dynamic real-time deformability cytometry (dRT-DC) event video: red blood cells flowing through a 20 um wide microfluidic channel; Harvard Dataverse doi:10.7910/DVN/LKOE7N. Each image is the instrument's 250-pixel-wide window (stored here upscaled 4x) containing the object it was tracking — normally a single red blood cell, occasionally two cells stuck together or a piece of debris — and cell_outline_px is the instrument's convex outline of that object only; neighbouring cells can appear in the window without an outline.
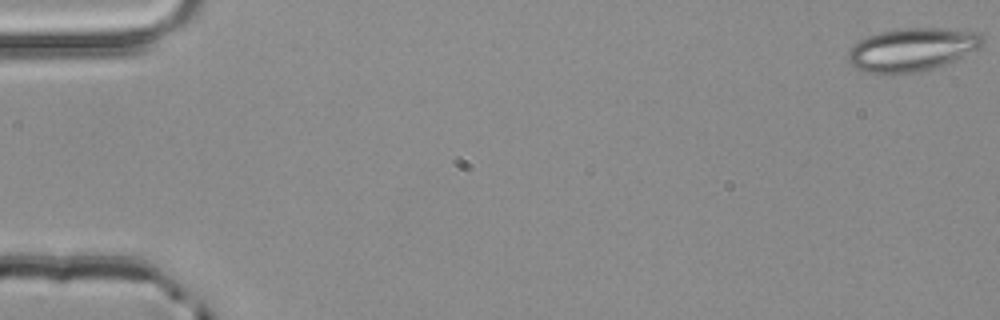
{"species": "common noctule bat (a hibernating species)", "species_latin": "Nyctalus noctula", "temperature_condition": "room temperature", "stored_images_in_passage": 54, "camera_frame_rate_fps": 3000, "um_per_image_px": 0.085, "animal": {"sex": "male", "body_mass_g": 20.4}, "frame": {"image": 1, "passage_image": 1, "time_ms": 0.0, "image_size_px": [1000, 320], "cell_outline_px": [[984, 44], [980, 48], [944, 64], [932, 68], [916, 72], [884, 76], [864, 72], [856, 68], [848, 60], [848, 52], [860, 40], [868, 36], [880, 32], [900, 28], [944, 28], [980, 32], [984, 40]], "centroid_in_image_um": [77.52, 4.23], "position_along_channel_um": 7.5, "area_um2": 34.04}}
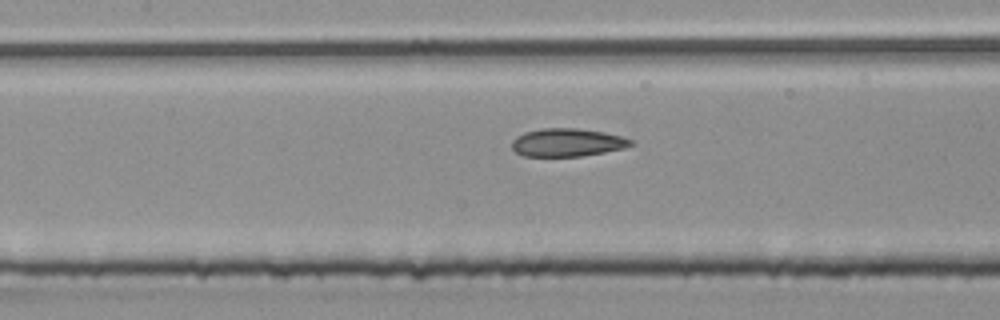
{"frame": {"image": 2, "passage_image": 25, "time_ms": 8.0, "image_size_px": [1000, 320], "cell_outline_px": [[636, 144], [624, 148], [604, 152], [580, 156], [524, 156], [516, 152], [512, 148], [512, 140], [516, 136], [524, 132], [540, 128], [580, 128], [604, 132], [624, 136], [632, 140]], "centroid_in_image_um": [48.24, 12.1], "position_along_channel_um": 159.2, "area_um2": 19.65}}
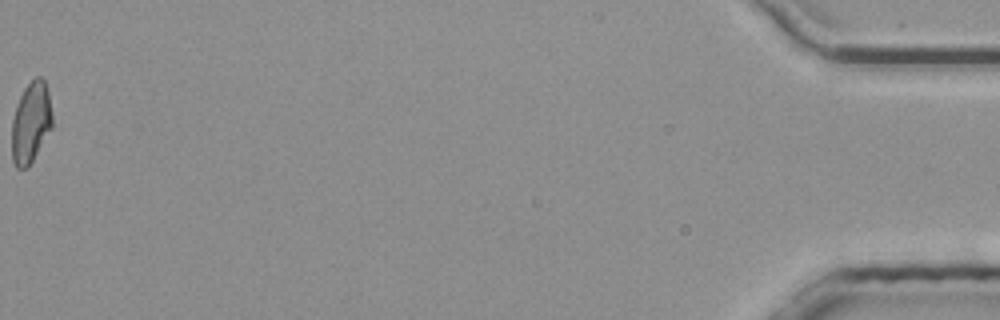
{"frame": {"image": 3, "passage_image": 54, "time_ms": 17.667, "image_size_px": [1000, 320], "cell_outline_px": [[52, 128], [28, 168], [16, 168], [12, 160], [12, 120], [16, 104], [24, 88], [36, 76], [40, 76], [44, 80], [48, 92], [52, 112]], "centroid_in_image_um": [2.62, 10.42], "position_along_channel_um": 432.6, "area_um2": 19.19}, "authors_computed_cell_mechanics": {"area_um2": 19.8254, "velocity_mm_per_s": 3.9427, "shape_relaxation_time_tau1_ms": null, "shape_relaxation_time_tau2_ms": 1.7163, "deformation_change_tau1": null, "deformation_change_tau2": 0.0867}}